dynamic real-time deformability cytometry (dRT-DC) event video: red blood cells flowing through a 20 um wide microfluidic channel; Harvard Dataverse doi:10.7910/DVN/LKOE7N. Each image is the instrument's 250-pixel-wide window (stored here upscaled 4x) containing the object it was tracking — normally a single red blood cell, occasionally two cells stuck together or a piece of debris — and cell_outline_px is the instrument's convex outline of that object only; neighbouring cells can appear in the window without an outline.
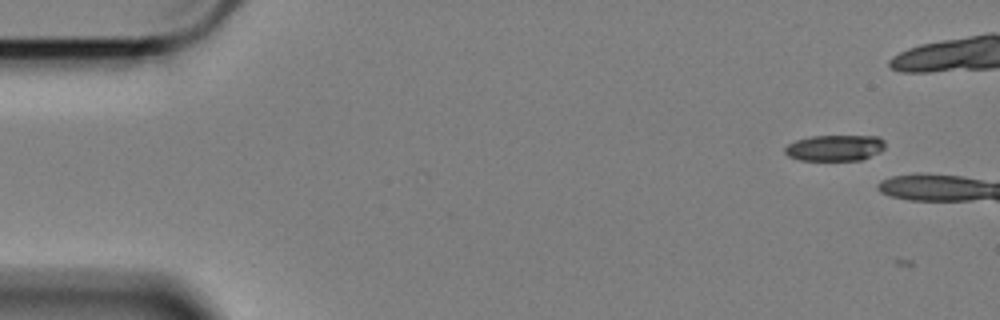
{"species": "Egyptian fruit bat (a non-hibernating species)", "species_latin": "Rousettus aegyptiacus", "temperature_condition": "cold", "stored_images_in_passage": 4, "camera_frame_rate_fps": 3000, "um_per_image_px": 0.085, "animal": {"sex": "female"}, "frame": {"image": 1, "passage_image": 2, "time_ms": 0.333, "image_size_px": [1000, 320], "cell_outline_px": [[884, 148], [880, 152], [860, 160], [800, 160], [788, 156], [784, 152], [784, 148], [788, 144], [796, 140], [812, 136], [880, 136], [884, 140]], "centroid_in_image_um": [70.96, 12.57], "position_along_channel_um": 14.0, "area_um2": 15.2}}